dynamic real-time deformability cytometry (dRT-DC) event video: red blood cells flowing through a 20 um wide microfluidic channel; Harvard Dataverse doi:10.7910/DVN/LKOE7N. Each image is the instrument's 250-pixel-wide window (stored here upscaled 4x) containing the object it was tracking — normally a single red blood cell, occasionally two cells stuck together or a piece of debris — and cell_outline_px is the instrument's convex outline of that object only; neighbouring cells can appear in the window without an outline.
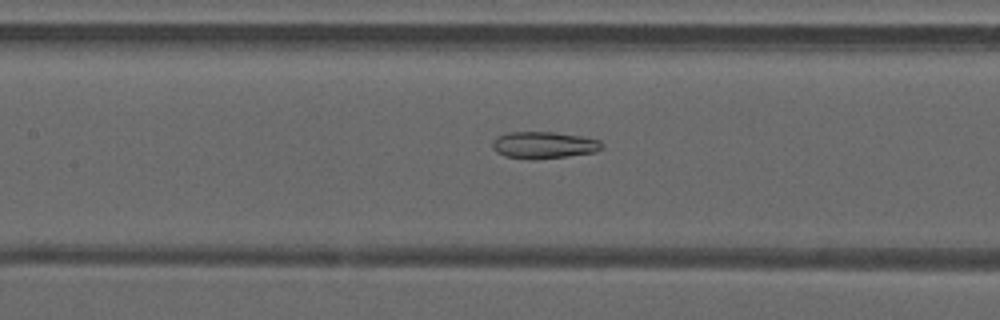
{"species": "common noctule bat (a hibernating species)", "species_latin": "Nyctalus noctula", "temperature_condition": "warm", "stored_images_in_passage": 49, "camera_frame_rate_fps": 3000, "um_per_image_px": 0.085, "animal": {"sex": "male", "forearm_length_mm": 52.5}, "frame": {"image": 1, "passage_image": 23, "time_ms": 7.333, "image_size_px": [1000, 320], "cell_outline_px": [[604, 148], [596, 152], [568, 156], [504, 156], [496, 152], [492, 148], [492, 140], [496, 136], [508, 132], [556, 132], [580, 136], [600, 140], [604, 144]], "centroid_in_image_um": [46.26, 12.27], "position_along_channel_um": 161.1, "area_um2": 16.53}}
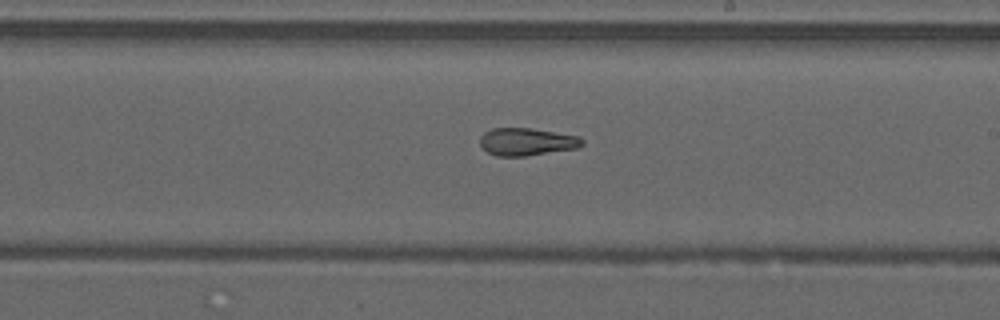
{"frame": {"image": 2, "passage_image": 29, "time_ms": 9.333, "image_size_px": [1000, 320], "cell_outline_px": [[584, 144], [576, 148], [524, 156], [496, 156], [488, 152], [480, 144], [480, 136], [484, 132], [492, 128], [532, 128], [580, 136], [584, 140]], "centroid_in_image_um": [44.78, 12.04], "position_along_channel_um": 244.2, "area_um2": 16.42}}
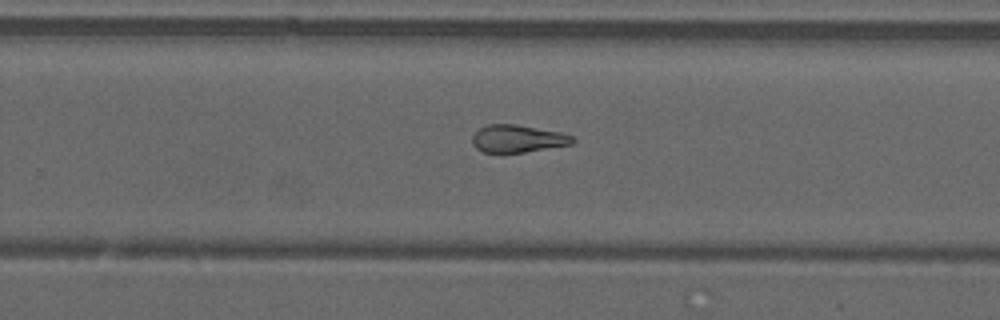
{"frame": {"image": 3, "passage_image": 32, "time_ms": 10.333, "image_size_px": [1000, 320], "cell_outline_px": [[576, 140], [572, 144], [524, 152], [484, 152], [476, 148], [472, 144], [472, 136], [480, 128], [488, 124], [516, 124], [560, 132], [572, 136]], "centroid_in_image_um": [44.0, 11.78], "position_along_channel_um": 285.8, "area_um2": 15.95}, "authors_computed_cell_mechanics": {"area_um2": 19.1896, "velocity_mm_per_s": 4.1736, "shape_relaxation_time_tau1_ms": null, "shape_relaxation_time_tau2_ms": 4.4123, "deformation_change_tau1": null, "deformation_change_tau2": 0.1487}}